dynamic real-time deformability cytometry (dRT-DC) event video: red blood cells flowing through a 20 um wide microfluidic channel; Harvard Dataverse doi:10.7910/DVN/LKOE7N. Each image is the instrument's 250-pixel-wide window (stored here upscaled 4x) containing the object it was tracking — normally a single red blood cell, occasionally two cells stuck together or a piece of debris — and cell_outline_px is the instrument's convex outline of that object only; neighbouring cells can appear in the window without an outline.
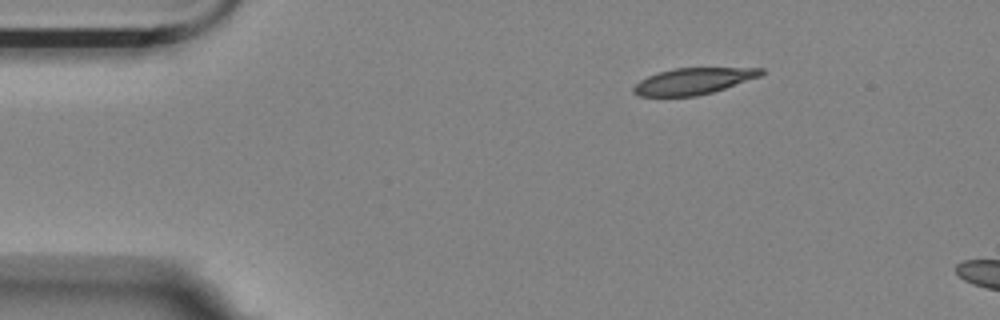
{"species": "Egyptian fruit bat (a non-hibernating species)", "species_latin": "Rousettus aegyptiacus", "temperature_condition": "room temperature", "stored_images_in_passage": 3, "camera_frame_rate_fps": 3000, "um_per_image_px": 0.085, "animal": {"sex": "female"}, "frame": {"image": 1, "passage_image": 1, "time_ms": 0.0, "image_size_px": [1000, 320], "cell_outline_px": [[764, 72], [760, 76], [712, 92], [696, 96], [640, 96], [632, 92], [632, 88], [640, 80], [648, 76], [672, 68], [764, 68]], "centroid_in_image_um": [58.9, 6.89], "position_along_channel_um": 26.1, "area_um2": 19.36}}